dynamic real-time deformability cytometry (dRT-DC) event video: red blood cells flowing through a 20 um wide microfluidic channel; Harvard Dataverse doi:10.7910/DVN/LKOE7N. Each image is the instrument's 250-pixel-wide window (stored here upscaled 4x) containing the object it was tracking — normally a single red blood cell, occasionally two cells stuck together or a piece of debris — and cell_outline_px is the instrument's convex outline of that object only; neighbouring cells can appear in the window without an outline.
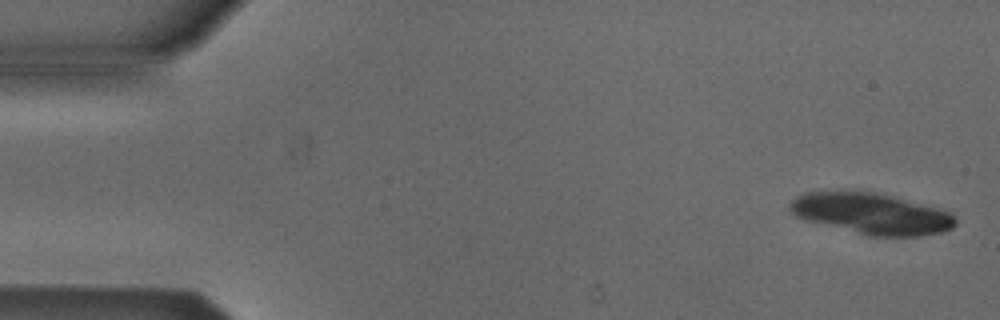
{"species": "Egyptian fruit bat (a non-hibernating species)", "species_latin": "Rousettus aegyptiacus", "temperature_condition": "cold", "stored_images_in_passage": 6, "camera_frame_rate_fps": 3000, "um_per_image_px": 0.085, "animal": {"sex": "male"}, "frame": {"image": 1, "passage_image": 1, "time_ms": 0.0, "image_size_px": [1000, 320], "cell_outline_px": [[956, 224], [952, 228], [940, 232], [916, 236], [868, 236], [808, 220], [796, 216], [788, 208], [788, 204], [796, 196], [804, 192], [872, 192], [892, 196], [924, 204], [952, 212], [956, 216]], "centroid_in_image_um": [74.1, 18.16], "position_along_channel_um": 10.9, "area_um2": 39.25}}
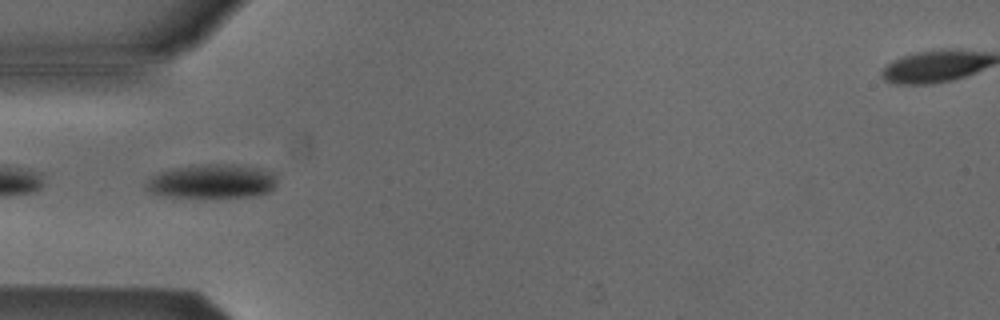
{"frame": {"image": 2, "passage_image": 5, "time_ms": 5.0, "image_size_px": [1000, 320], "cell_outline_px": [[276, 188], [268, 192], [252, 196], [164, 196], [148, 192], [144, 188], [144, 184], [152, 176], [160, 172], [172, 168], [208, 164], [224, 164], [260, 168], [276, 172]], "centroid_in_image_um": [18.03, 15.4], "position_along_channel_um": 67.0, "area_um2": 25.78}}
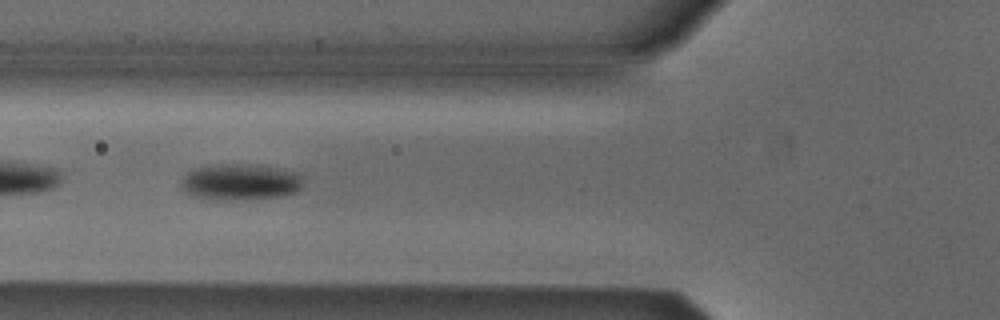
{"frame": {"image": 3, "passage_image": 6, "time_ms": 6.0, "image_size_px": [1000, 320], "cell_outline_px": [[304, 184], [296, 192], [284, 196], [248, 200], [212, 200], [192, 196], [180, 184], [180, 180], [188, 172], [196, 168], [220, 164], [276, 168], [296, 172], [300, 176]], "centroid_in_image_um": [20.42, 15.52], "position_along_channel_um": 105.4, "area_um2": 25.55}}